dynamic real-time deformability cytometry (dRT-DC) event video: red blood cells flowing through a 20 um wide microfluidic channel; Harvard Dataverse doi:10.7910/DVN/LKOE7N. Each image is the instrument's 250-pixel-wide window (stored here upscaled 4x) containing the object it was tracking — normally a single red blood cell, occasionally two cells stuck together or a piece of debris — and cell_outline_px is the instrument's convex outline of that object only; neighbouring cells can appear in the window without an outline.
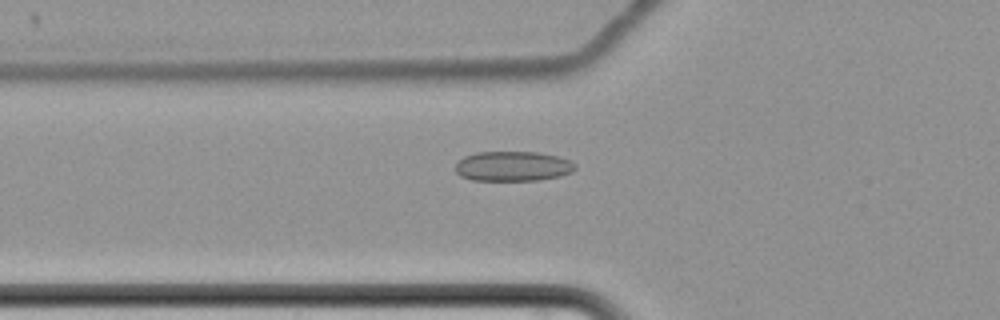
{"species": "common noctule bat (a hibernating species)", "species_latin": "Nyctalus noctula", "temperature_condition": "cold", "stored_images_in_passage": 55, "camera_frame_rate_fps": 3000, "um_per_image_px": 0.085, "animal": {"sex": "female", "body_mass_g": 22.7, "forearm_length_mm": 54.2}, "frame": {"image": 1, "passage_image": 17, "time_ms": 5.333, "image_size_px": [1000, 320], "cell_outline_px": [[576, 168], [572, 172], [560, 176], [536, 180], [472, 180], [460, 176], [456, 172], [456, 164], [464, 156], [476, 152], [536, 152], [556, 156], [572, 160], [576, 164]], "centroid_in_image_um": [43.61, 14.13], "position_along_channel_um": 82.2, "area_um2": 20.87}}
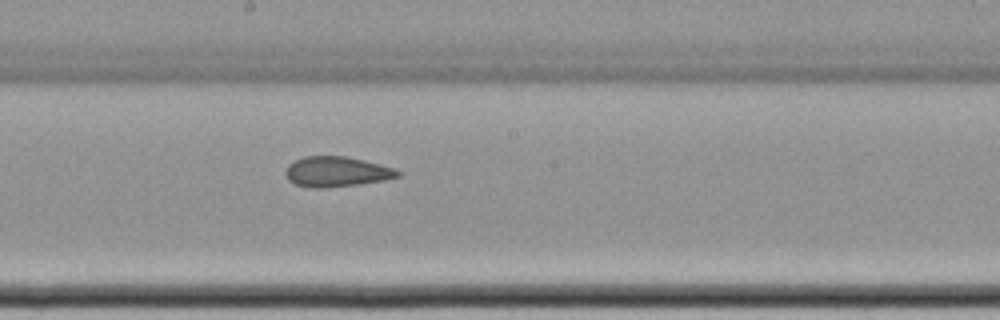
{"frame": {"image": 2, "passage_image": 29, "time_ms": 9.333, "image_size_px": [1000, 320], "cell_outline_px": [[400, 176], [384, 180], [360, 184], [324, 188], [312, 188], [296, 184], [288, 180], [284, 172], [288, 164], [304, 156], [348, 156], [396, 168], [400, 172]], "centroid_in_image_um": [28.61, 14.59], "position_along_channel_um": 219.6, "area_um2": 19.88}}
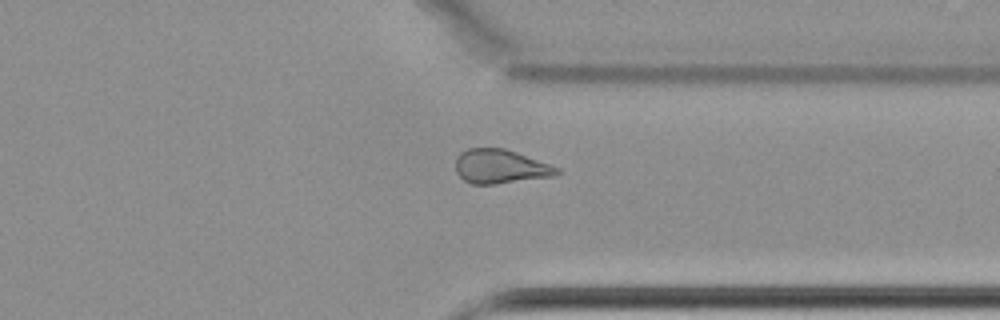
{"frame": {"image": 3, "passage_image": 42, "time_ms": 13.667, "image_size_px": [1000, 320], "cell_outline_px": [[564, 172], [556, 176], [496, 184], [472, 184], [464, 180], [456, 172], [456, 156], [460, 152], [468, 148], [504, 148], [516, 152], [560, 168]], "centroid_in_image_um": [42.55, 14.16], "position_along_channel_um": 368.8, "area_um2": 20.29}, "authors_computed_cell_mechanics": {"area_um2": 20.8658, "velocity_mm_per_s": 3.4386, "shape_relaxation_time_tau1_ms": null, "shape_relaxation_time_tau2_ms": 3.4856, "deformation_change_tau1": null, "deformation_change_tau2": 0.0856}}